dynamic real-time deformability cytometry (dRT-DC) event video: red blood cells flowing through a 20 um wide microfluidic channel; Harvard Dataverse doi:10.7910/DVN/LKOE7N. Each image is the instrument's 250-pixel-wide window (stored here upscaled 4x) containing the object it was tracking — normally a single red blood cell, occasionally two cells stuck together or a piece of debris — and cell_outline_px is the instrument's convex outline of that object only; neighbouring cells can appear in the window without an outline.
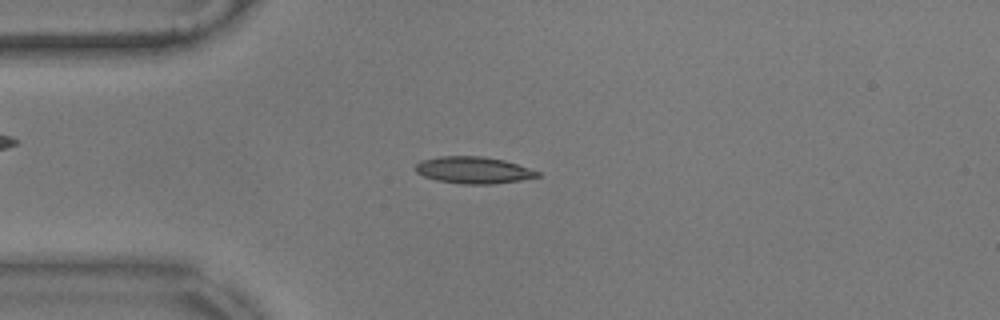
{"species": "common noctule bat (a hibernating species)", "species_latin": "Nyctalus noctula", "temperature_condition": "warm", "stored_images_in_passage": 43, "camera_frame_rate_fps": 3000, "um_per_image_px": 0.085, "animal": {"sex": "male", "body_mass_g": 17.9}, "frame": {"image": 1, "passage_image": 9, "time_ms": 2.667, "image_size_px": [1000, 320], "cell_outline_px": [[540, 176], [520, 180], [492, 184], [460, 184], [436, 180], [424, 176], [416, 172], [412, 168], [420, 160], [440, 156], [480, 156], [504, 160], [540, 172]], "centroid_in_image_um": [40.18, 14.46], "position_along_channel_um": 44.8, "area_um2": 19.07}}
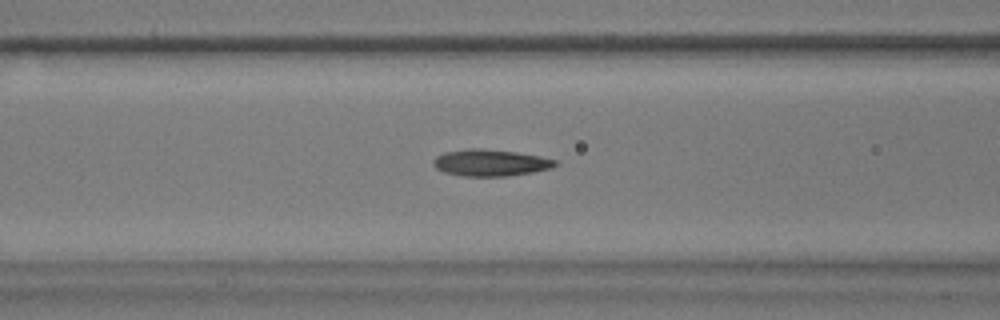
{"frame": {"image": 2, "passage_image": 17, "time_ms": 5.333, "image_size_px": [1000, 320], "cell_outline_px": [[556, 164], [552, 168], [532, 172], [508, 176], [460, 176], [444, 172], [436, 168], [432, 164], [432, 160], [436, 156], [444, 152], [468, 148], [480, 148], [516, 152], [540, 156], [556, 160]], "centroid_in_image_um": [41.64, 13.83], "position_along_channel_um": 125.0, "area_um2": 19.02}}
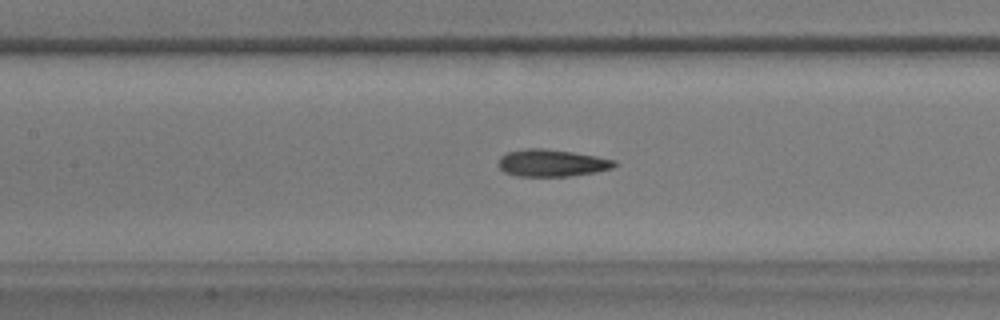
{"frame": {"image": 3, "passage_image": 20, "time_ms": 6.333, "image_size_px": [1000, 320], "cell_outline_px": [[616, 164], [612, 168], [596, 172], [572, 176], [516, 176], [504, 172], [500, 168], [500, 156], [508, 152], [528, 148], [544, 148], [572, 152], [596, 156], [616, 160]], "centroid_in_image_um": [46.92, 13.85], "position_along_channel_um": 160.5, "area_um2": 18.26}, "authors_computed_cell_mechanics": {"area_um2": 18.496, "velocity_mm_per_s": 3.5434, "shape_relaxation_time_tau1_ms": 5.3746, "shape_relaxation_time_tau2_ms": 2.254, "deformation_change_tau1": 0.1757, "deformation_change_tau2": 0.1039}}